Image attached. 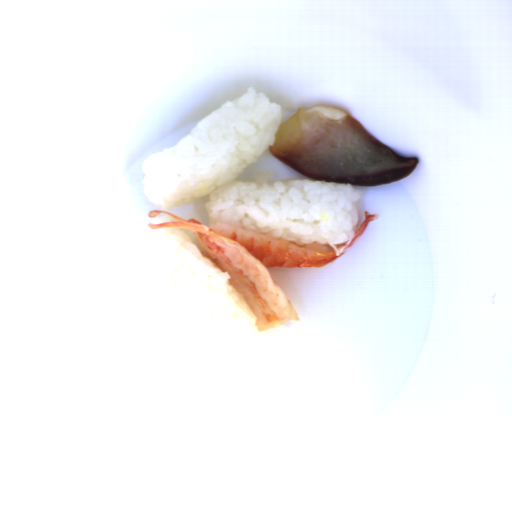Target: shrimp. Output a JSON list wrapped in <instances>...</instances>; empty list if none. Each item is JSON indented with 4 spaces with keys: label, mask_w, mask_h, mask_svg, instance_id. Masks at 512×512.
Returning a JSON list of instances; mask_svg holds the SVG:
<instances>
[{
    "label": "shrimp",
    "mask_w": 512,
    "mask_h": 512,
    "mask_svg": "<svg viewBox=\"0 0 512 512\" xmlns=\"http://www.w3.org/2000/svg\"><path fill=\"white\" fill-rule=\"evenodd\" d=\"M165 214L176 221L149 223L147 227L187 228L207 256L229 274L228 282L254 313L258 331L284 321H299L292 303L271 274L270 268L321 267L343 255L366 231L378 214L364 212V221L354 236L331 252L285 241L265 232L227 222L204 225L165 210H150L151 219Z\"/></svg>",
    "instance_id": "a79e029a"
}]
</instances>
